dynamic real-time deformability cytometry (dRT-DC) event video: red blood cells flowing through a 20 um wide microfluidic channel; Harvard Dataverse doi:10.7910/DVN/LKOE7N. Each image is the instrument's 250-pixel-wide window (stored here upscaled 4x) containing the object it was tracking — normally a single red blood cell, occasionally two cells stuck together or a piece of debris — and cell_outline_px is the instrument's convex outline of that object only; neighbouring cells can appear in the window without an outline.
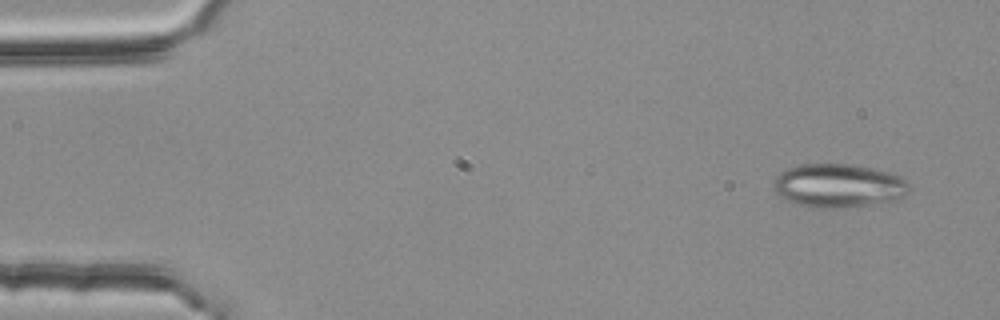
{"species": "common noctule bat (a hibernating species)", "species_latin": "Nyctalus noctula", "temperature_condition": "room temperature", "stored_images_in_passage": 4, "camera_frame_rate_fps": 3000, "um_per_image_px": 0.085, "animal": {"sex": "female", "body_mass_g": 25.1}, "frame": {"image": 1, "passage_image": 1, "time_ms": 0.0, "image_size_px": [1000, 320], "cell_outline_px": [[908, 192], [904, 196], [896, 200], [844, 208], [808, 208], [792, 204], [780, 196], [776, 192], [776, 176], [780, 172], [788, 168], [800, 164], [852, 164], [888, 172], [900, 176], [908, 184]], "centroid_in_image_um": [71.25, 15.8], "position_along_channel_um": 13.7, "area_um2": 34.51}}